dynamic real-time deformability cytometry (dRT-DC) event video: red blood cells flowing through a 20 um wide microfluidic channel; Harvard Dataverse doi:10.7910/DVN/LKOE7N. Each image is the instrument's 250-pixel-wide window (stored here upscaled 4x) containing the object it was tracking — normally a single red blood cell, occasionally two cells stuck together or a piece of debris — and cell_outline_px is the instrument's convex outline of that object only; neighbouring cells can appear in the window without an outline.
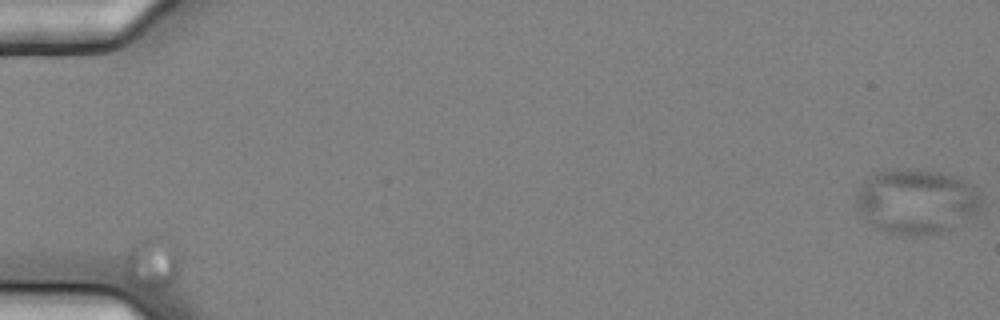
{"species": "common noctule bat (a hibernating species)", "species_latin": "Nyctalus noctula", "temperature_condition": "cold", "stored_images_in_passage": 9, "camera_frame_rate_fps": 3000, "um_per_image_px": 0.085, "animal": {"sex": "female", "body_mass_g": 25.1}, "frame": {"image": 1, "passage_image": 1, "time_ms": 0.0, "image_size_px": [1000, 320], "cell_outline_px": [[180, 260], [176, 276], [168, 284], [156, 288], [144, 288], [132, 280], [128, 276], [128, 252], [140, 240], [152, 232], [172, 236]], "centroid_in_image_um": [13.05, 22.19], "position_along_channel_um": 71.9, "area_um2": 16.42}}